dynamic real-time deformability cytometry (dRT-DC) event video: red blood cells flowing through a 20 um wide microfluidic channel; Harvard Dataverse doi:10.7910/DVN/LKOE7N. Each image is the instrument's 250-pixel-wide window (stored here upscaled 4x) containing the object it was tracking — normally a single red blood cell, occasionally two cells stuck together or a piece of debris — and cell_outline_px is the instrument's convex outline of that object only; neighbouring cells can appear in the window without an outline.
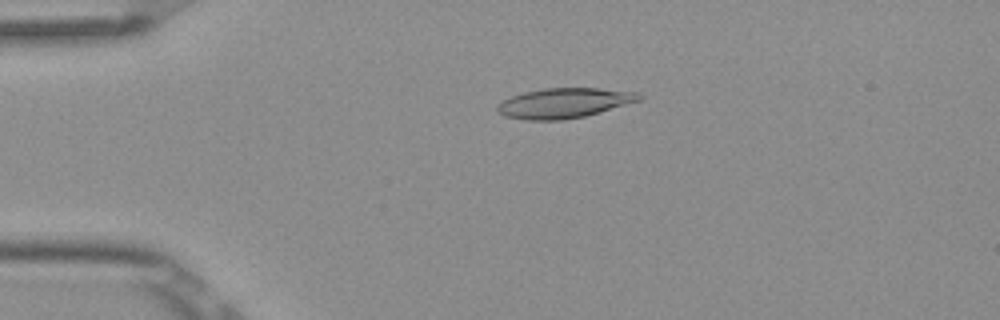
{"species": "Egyptian fruit bat (a non-hibernating species)", "species_latin": "Rousettus aegyptiacus", "temperature_condition": "room temperature", "stored_images_in_passage": 5, "camera_frame_rate_fps": 3000, "um_per_image_px": 0.085, "frame": {"image": 1, "passage_image": 4, "time_ms": 1.0, "image_size_px": [1000, 320], "cell_outline_px": [[644, 96], [640, 100], [584, 116], [564, 120], [528, 120], [504, 116], [496, 108], [496, 104], [512, 96], [524, 92], [544, 88], [600, 88], [636, 92]], "centroid_in_image_um": [47.93, 8.75], "position_along_channel_um": 37.1, "area_um2": 24.57}}